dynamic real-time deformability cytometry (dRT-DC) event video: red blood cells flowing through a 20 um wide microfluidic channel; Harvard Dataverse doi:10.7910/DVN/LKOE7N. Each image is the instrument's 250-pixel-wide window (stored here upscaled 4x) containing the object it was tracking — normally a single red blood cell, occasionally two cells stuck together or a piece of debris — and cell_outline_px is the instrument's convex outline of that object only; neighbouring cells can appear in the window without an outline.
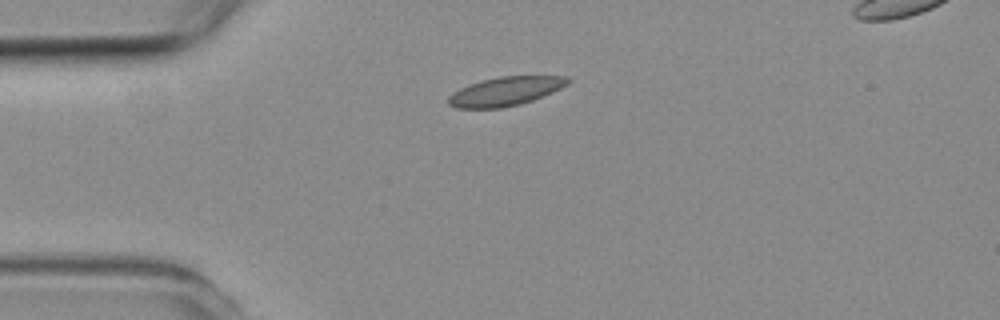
{"species": "common noctule bat (a hibernating species)", "species_latin": "Nyctalus noctula", "temperature_condition": "room temperature", "stored_images_in_passage": 5, "camera_frame_rate_fps": 3000, "um_per_image_px": 0.085, "animal": {"sex": "female", "body_mass_g": 19.3, "forearm_length_mm": 54.1}, "frame": {"image": 1, "passage_image": 5, "time_ms": 4.667, "image_size_px": [1000, 320], "cell_outline_px": [[572, 80], [568, 84], [552, 92], [532, 100], [520, 104], [500, 108], [456, 108], [448, 104], [448, 96], [452, 92], [468, 84], [480, 80], [500, 76], [568, 76]], "centroid_in_image_um": [42.94, 7.75], "position_along_channel_um": 42.1, "area_um2": 20.17}}